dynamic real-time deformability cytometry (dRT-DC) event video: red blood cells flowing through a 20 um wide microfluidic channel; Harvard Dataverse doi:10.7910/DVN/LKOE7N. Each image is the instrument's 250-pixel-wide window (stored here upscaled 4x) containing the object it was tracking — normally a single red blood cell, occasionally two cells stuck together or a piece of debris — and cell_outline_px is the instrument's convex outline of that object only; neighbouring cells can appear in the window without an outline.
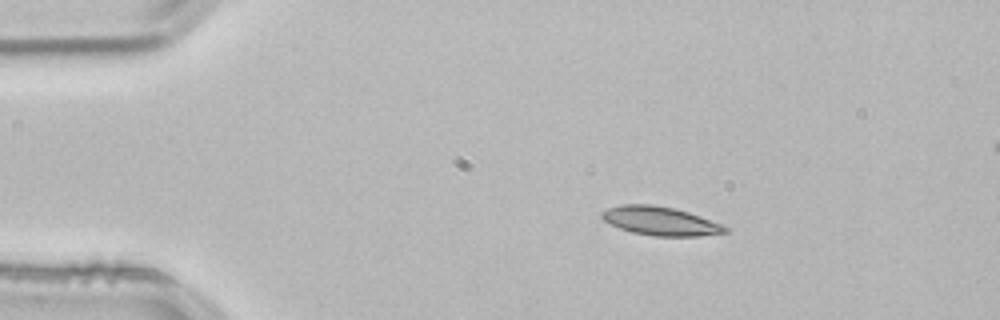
{"species": "common noctule bat (a hibernating species)", "species_latin": "Nyctalus noctula", "temperature_condition": "room temperature", "stored_images_in_passage": 46, "segment_of_instrument_passage": [1, 2], "camera_frame_rate_fps": 3000, "um_per_image_px": 0.085, "animal": {"sex": "male", "body_mass_g": 21.5, "forearm_length_mm": 52.0}, "frame": {"image": 1, "passage_image": 1, "time_ms": 0.0, "image_size_px": [1000, 320], "cell_outline_px": [[728, 232], [696, 236], [656, 236], [632, 232], [620, 228], [604, 220], [600, 216], [600, 212], [608, 208], [620, 204], [652, 204], [676, 208], [700, 216], [720, 224], [728, 228]], "centroid_in_image_um": [56.1, 18.77], "position_along_channel_um": 28.9, "area_um2": 20.52}}
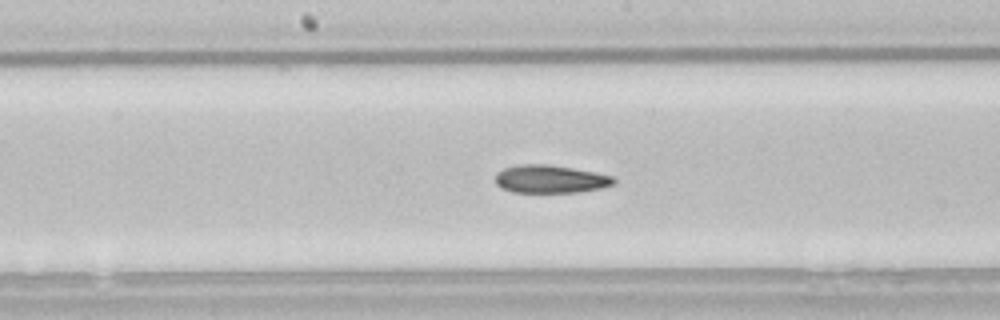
{"frame": {"image": 2, "passage_image": 19, "time_ms": 6.0, "image_size_px": [1000, 320], "cell_outline_px": [[616, 180], [612, 184], [600, 188], [576, 192], [512, 192], [500, 188], [496, 184], [496, 172], [504, 168], [516, 164], [548, 164], [572, 168], [612, 176]], "centroid_in_image_um": [46.7, 15.21], "position_along_channel_um": 201.5, "area_um2": 19.19}}
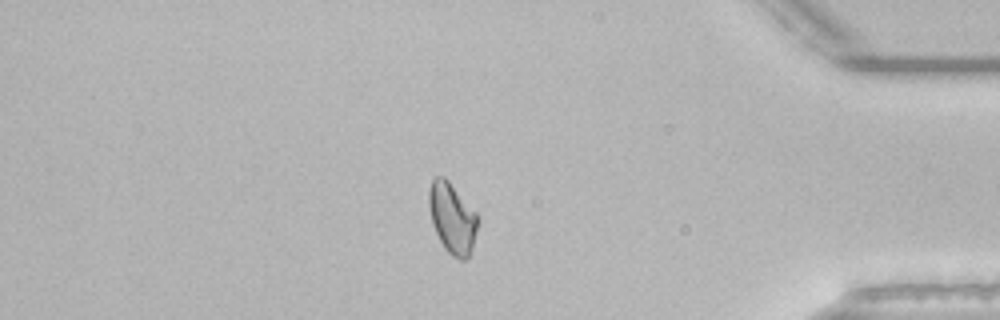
{"frame": {"image": 3, "passage_image": 37, "time_ms": 12.0, "image_size_px": [1000, 320], "cell_outline_px": [[476, 232], [472, 248], [468, 256], [464, 260], [460, 260], [452, 256], [444, 248], [432, 224], [428, 204], [428, 188], [432, 180], [436, 176], [444, 176], [448, 180], [476, 212]], "centroid_in_image_um": [38.4, 18.52], "position_along_channel_um": 396.8, "area_um2": 19.88}}